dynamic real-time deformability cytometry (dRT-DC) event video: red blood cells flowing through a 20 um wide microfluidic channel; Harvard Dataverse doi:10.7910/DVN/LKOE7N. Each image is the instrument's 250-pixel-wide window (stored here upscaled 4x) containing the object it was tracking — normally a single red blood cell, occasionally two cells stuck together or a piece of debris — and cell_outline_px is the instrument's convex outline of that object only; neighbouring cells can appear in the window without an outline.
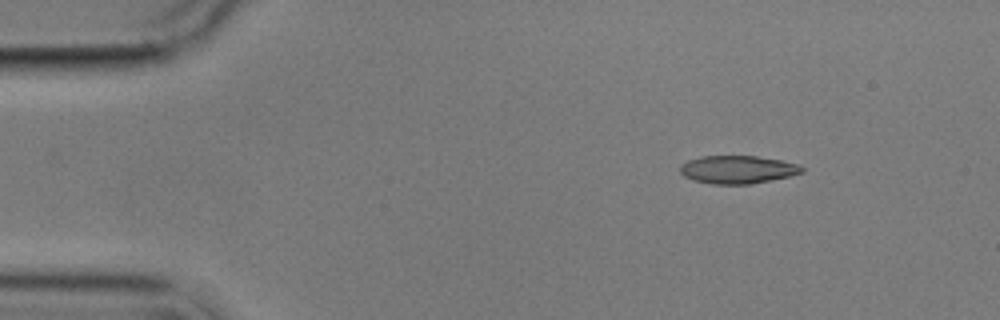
{"species": "common noctule bat (a hibernating species)", "species_latin": "Nyctalus noctula", "temperature_condition": "cold", "stored_images_in_passage": 4, "camera_frame_rate_fps": 3000, "um_per_image_px": 0.085, "animal": {"sex": "male", "body_mass_g": 17.9}, "frame": {"image": 1, "passage_image": 2, "time_ms": 1.333, "image_size_px": [1000, 320], "cell_outline_px": [[804, 172], [772, 180], [752, 184], [712, 184], [692, 180], [684, 176], [680, 172], [680, 164], [688, 160], [700, 156], [756, 156], [780, 160], [796, 164], [804, 168]], "centroid_in_image_um": [62.66, 14.41], "position_along_channel_um": 22.3, "area_um2": 19.88}}